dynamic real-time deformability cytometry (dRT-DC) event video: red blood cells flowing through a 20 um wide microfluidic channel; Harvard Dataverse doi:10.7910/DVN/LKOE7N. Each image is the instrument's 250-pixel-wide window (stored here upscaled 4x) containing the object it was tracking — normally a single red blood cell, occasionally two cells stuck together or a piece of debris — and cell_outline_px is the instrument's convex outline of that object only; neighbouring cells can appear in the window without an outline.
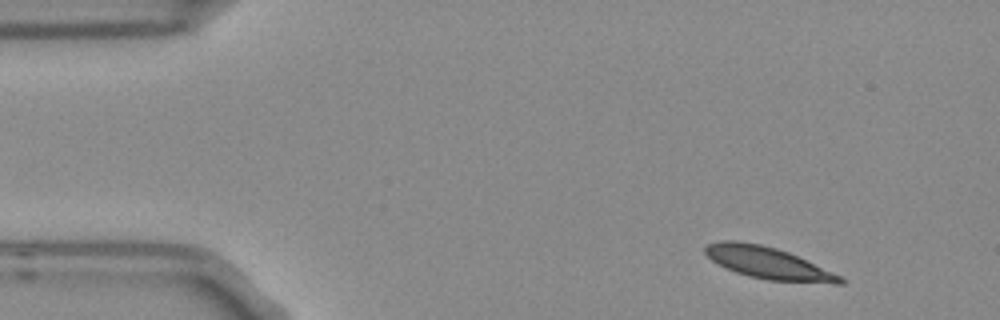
{"species": "Egyptian fruit bat (a non-hibernating species)", "species_latin": "Rousettus aegyptiacus", "temperature_condition": "room temperature", "stored_images_in_passage": 7, "camera_frame_rate_fps": 3000, "um_per_image_px": 0.085, "frame": {"image": 1, "passage_image": 1, "time_ms": 0.0, "image_size_px": [1000, 320], "cell_outline_px": [[844, 284], [836, 284], [768, 280], [748, 276], [736, 272], [716, 264], [704, 252], [704, 248], [708, 244], [720, 240], [736, 240], [760, 244], [776, 248], [788, 252], [844, 276]], "centroid_in_image_um": [65.31, 22.36], "position_along_channel_um": 19.7, "area_um2": 25.26}}
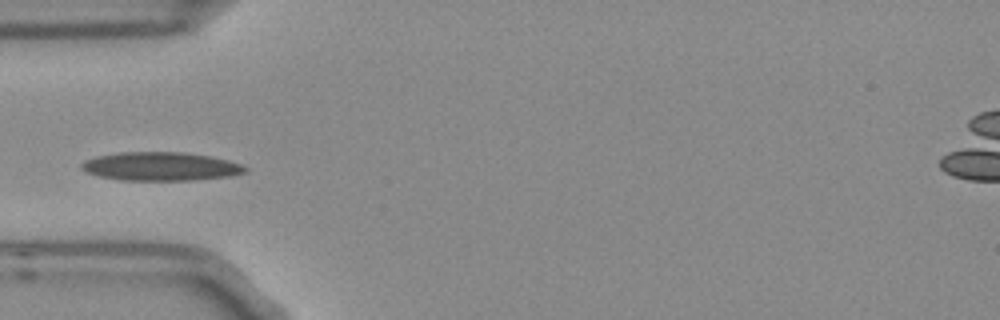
{"frame": {"image": 2, "passage_image": 4, "time_ms": 1.0, "image_size_px": [1000, 320], "cell_outline_px": [[248, 172], [232, 176], [196, 180], [120, 180], [100, 176], [84, 172], [80, 168], [80, 164], [84, 160], [96, 156], [120, 152], [184, 152], [212, 156], [228, 160], [240, 164], [248, 168]], "centroid_in_image_um": [13.66, 14.14], "position_along_channel_um": 71.3, "area_um2": 27.57}}
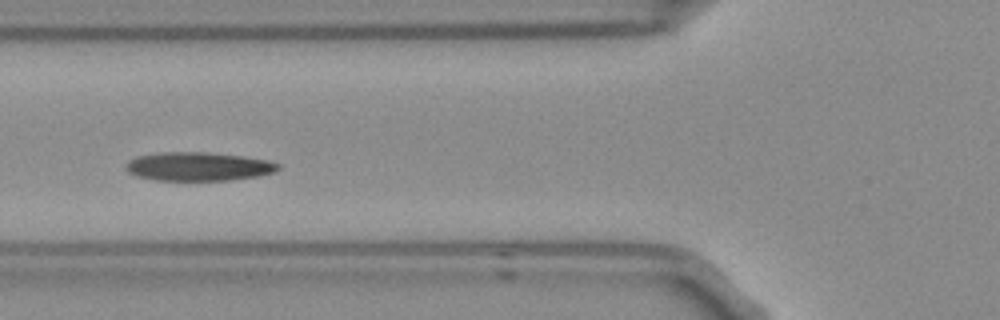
{"frame": {"image": 3, "passage_image": 5, "time_ms": 1.333, "image_size_px": [1000, 320], "cell_outline_px": [[280, 168], [276, 172], [260, 176], [228, 180], [156, 180], [136, 176], [128, 172], [124, 168], [124, 164], [128, 160], [136, 156], [164, 152], [208, 152], [244, 156], [268, 160], [280, 164]], "centroid_in_image_um": [16.86, 14.15], "position_along_channel_um": 108.9, "area_um2": 25.72}}